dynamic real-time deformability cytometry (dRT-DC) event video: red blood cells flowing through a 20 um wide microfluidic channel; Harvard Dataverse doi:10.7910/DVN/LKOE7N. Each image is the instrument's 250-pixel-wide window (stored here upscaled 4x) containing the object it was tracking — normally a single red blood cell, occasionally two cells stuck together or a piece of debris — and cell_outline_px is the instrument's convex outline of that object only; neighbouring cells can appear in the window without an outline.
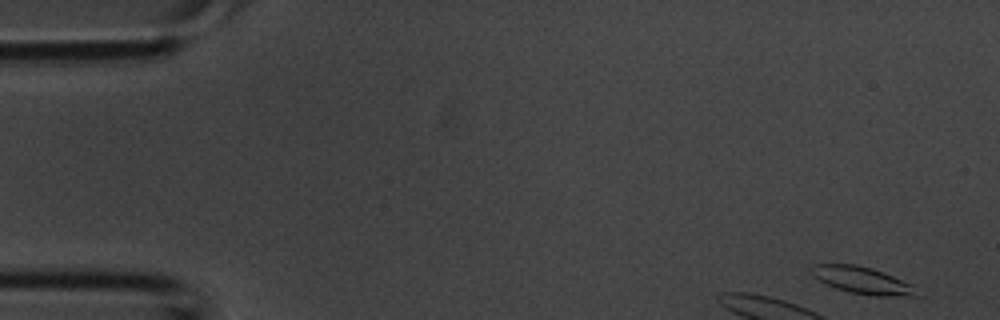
{"species": "common noctule bat (a hibernating species)", "species_latin": "Nyctalus noctula", "temperature_condition": "room temperature", "stored_images_in_passage": 4, "camera_frame_rate_fps": 3000, "um_per_image_px": 0.085, "animal": {"sex": "male", "body_mass_g": 20.1, "forearm_length_mm": 53.5}, "frame": {"image": 1, "passage_image": 1, "time_ms": 0.0, "image_size_px": [1000, 320], "cell_outline_px": [[916, 296], [872, 296], [848, 292], [836, 288], [812, 276], [808, 268], [812, 264], [856, 264], [872, 268], [912, 284]], "centroid_in_image_um": [73.21, 23.81], "position_along_channel_um": 11.8, "area_um2": 16.47}}